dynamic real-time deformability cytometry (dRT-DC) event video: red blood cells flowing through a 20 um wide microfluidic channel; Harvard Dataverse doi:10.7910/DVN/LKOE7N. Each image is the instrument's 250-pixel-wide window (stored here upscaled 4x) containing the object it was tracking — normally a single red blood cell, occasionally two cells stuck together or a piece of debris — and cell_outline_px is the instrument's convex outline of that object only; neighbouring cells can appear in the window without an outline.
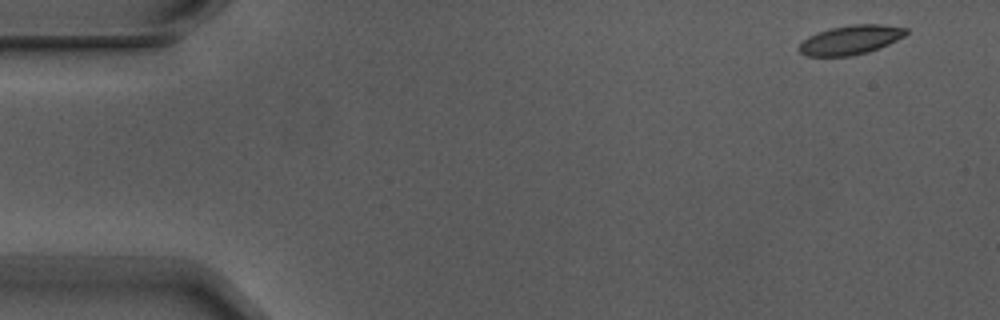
{"species": "Egyptian fruit bat (a non-hibernating species)", "species_latin": "Rousettus aegyptiacus", "temperature_condition": "warm", "stored_images_in_passage": 8, "camera_frame_rate_fps": 3000, "um_per_image_px": 0.085, "animal": {"sex": "male"}, "frame": {"image": 1, "passage_image": 1, "time_ms": 0.0, "image_size_px": [1000, 320], "cell_outline_px": [[908, 32], [904, 36], [888, 44], [868, 52], [852, 56], [808, 56], [800, 52], [796, 48], [808, 36], [816, 32], [828, 28], [852, 24], [880, 24], [908, 28]], "centroid_in_image_um": [72.27, 3.38], "position_along_channel_um": 12.7, "area_um2": 18.32}}
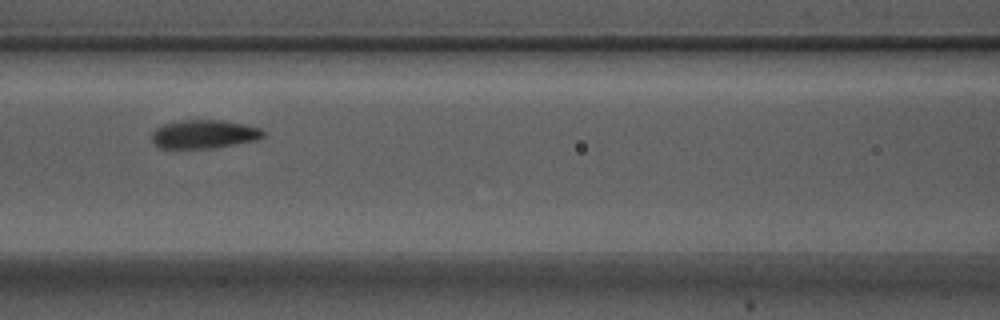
{"frame": {"image": 2, "passage_image": 7, "time_ms": 2.0, "image_size_px": [1000, 320], "cell_outline_px": [[264, 136], [256, 140], [208, 148], [160, 148], [152, 140], [152, 132], [156, 128], [164, 124], [176, 120], [224, 120], [244, 124], [260, 128], [264, 132]], "centroid_in_image_um": [17.32, 11.38], "position_along_channel_um": 149.3, "area_um2": 18.38}}
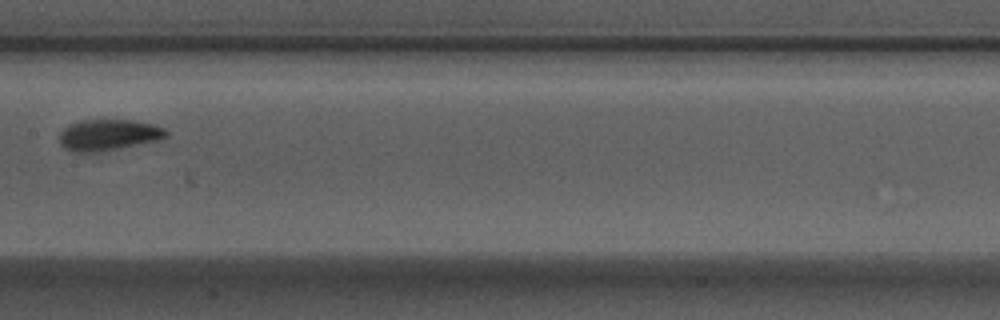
{"frame": {"image": 3, "passage_image": 8, "time_ms": 2.333, "image_size_px": [1000, 320], "cell_outline_px": [[168, 136], [156, 140], [100, 152], [72, 152], [64, 148], [60, 144], [60, 132], [68, 124], [80, 120], [132, 120], [156, 124], [164, 128], [168, 132]], "centroid_in_image_um": [9.2, 11.46], "position_along_channel_um": 198.2, "area_um2": 19.42}}